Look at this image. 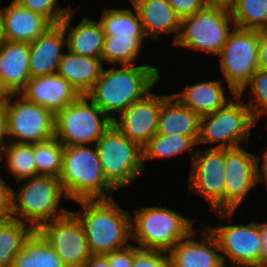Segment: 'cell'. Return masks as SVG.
<instances>
[{
  "label": "cell",
  "mask_w": 267,
  "mask_h": 267,
  "mask_svg": "<svg viewBox=\"0 0 267 267\" xmlns=\"http://www.w3.org/2000/svg\"><path fill=\"white\" fill-rule=\"evenodd\" d=\"M107 257L110 267H132L134 260V245L128 246L104 254Z\"/></svg>",
  "instance_id": "f35d334b"
},
{
  "label": "cell",
  "mask_w": 267,
  "mask_h": 267,
  "mask_svg": "<svg viewBox=\"0 0 267 267\" xmlns=\"http://www.w3.org/2000/svg\"><path fill=\"white\" fill-rule=\"evenodd\" d=\"M1 97L6 109V134L11 138L7 143L33 144L55 136V116L50 111L26 100L19 93Z\"/></svg>",
  "instance_id": "30bf717a"
},
{
  "label": "cell",
  "mask_w": 267,
  "mask_h": 267,
  "mask_svg": "<svg viewBox=\"0 0 267 267\" xmlns=\"http://www.w3.org/2000/svg\"><path fill=\"white\" fill-rule=\"evenodd\" d=\"M64 146L54 136L51 139L33 143L36 162V176L59 178L62 170Z\"/></svg>",
  "instance_id": "836d02e7"
},
{
  "label": "cell",
  "mask_w": 267,
  "mask_h": 267,
  "mask_svg": "<svg viewBox=\"0 0 267 267\" xmlns=\"http://www.w3.org/2000/svg\"><path fill=\"white\" fill-rule=\"evenodd\" d=\"M230 13L235 27L267 29V0H235Z\"/></svg>",
  "instance_id": "d6a6232c"
},
{
  "label": "cell",
  "mask_w": 267,
  "mask_h": 267,
  "mask_svg": "<svg viewBox=\"0 0 267 267\" xmlns=\"http://www.w3.org/2000/svg\"><path fill=\"white\" fill-rule=\"evenodd\" d=\"M195 231H191L168 251L171 267H226L222 254L218 253V242L208 228L205 226L201 231L205 237L200 242H195L192 237L196 235Z\"/></svg>",
  "instance_id": "ac0fdd59"
},
{
  "label": "cell",
  "mask_w": 267,
  "mask_h": 267,
  "mask_svg": "<svg viewBox=\"0 0 267 267\" xmlns=\"http://www.w3.org/2000/svg\"><path fill=\"white\" fill-rule=\"evenodd\" d=\"M21 6L42 15L52 25L59 24L71 10V7L59 8L55 5L58 0H15ZM56 7V8H55Z\"/></svg>",
  "instance_id": "d590c367"
},
{
  "label": "cell",
  "mask_w": 267,
  "mask_h": 267,
  "mask_svg": "<svg viewBox=\"0 0 267 267\" xmlns=\"http://www.w3.org/2000/svg\"><path fill=\"white\" fill-rule=\"evenodd\" d=\"M137 9L146 37L159 41V34L176 33L174 44L180 33L181 19L168 0H130Z\"/></svg>",
  "instance_id": "cb8c5ba5"
},
{
  "label": "cell",
  "mask_w": 267,
  "mask_h": 267,
  "mask_svg": "<svg viewBox=\"0 0 267 267\" xmlns=\"http://www.w3.org/2000/svg\"><path fill=\"white\" fill-rule=\"evenodd\" d=\"M19 94L26 100L41 105L54 116L80 96L79 92L57 73L30 78Z\"/></svg>",
  "instance_id": "e0dca14e"
},
{
  "label": "cell",
  "mask_w": 267,
  "mask_h": 267,
  "mask_svg": "<svg viewBox=\"0 0 267 267\" xmlns=\"http://www.w3.org/2000/svg\"><path fill=\"white\" fill-rule=\"evenodd\" d=\"M12 267H66L49 243L34 230L23 249L14 258Z\"/></svg>",
  "instance_id": "4316f807"
},
{
  "label": "cell",
  "mask_w": 267,
  "mask_h": 267,
  "mask_svg": "<svg viewBox=\"0 0 267 267\" xmlns=\"http://www.w3.org/2000/svg\"><path fill=\"white\" fill-rule=\"evenodd\" d=\"M30 78L29 43L0 39V95L19 93Z\"/></svg>",
  "instance_id": "ffe728a7"
},
{
  "label": "cell",
  "mask_w": 267,
  "mask_h": 267,
  "mask_svg": "<svg viewBox=\"0 0 267 267\" xmlns=\"http://www.w3.org/2000/svg\"><path fill=\"white\" fill-rule=\"evenodd\" d=\"M256 158H257V181L258 183H260L261 181H265L266 186H267V149L264 153V158L262 161L263 163H262L261 168H259V161L261 158H259L258 156H256ZM261 174H263V176Z\"/></svg>",
  "instance_id": "ee69618b"
},
{
  "label": "cell",
  "mask_w": 267,
  "mask_h": 267,
  "mask_svg": "<svg viewBox=\"0 0 267 267\" xmlns=\"http://www.w3.org/2000/svg\"><path fill=\"white\" fill-rule=\"evenodd\" d=\"M225 211H216L220 220L232 218L246 195L258 184L256 155L241 146L225 148Z\"/></svg>",
  "instance_id": "9a60e30c"
},
{
  "label": "cell",
  "mask_w": 267,
  "mask_h": 267,
  "mask_svg": "<svg viewBox=\"0 0 267 267\" xmlns=\"http://www.w3.org/2000/svg\"><path fill=\"white\" fill-rule=\"evenodd\" d=\"M225 148L196 149L191 160L189 193L202 196L211 208L225 211Z\"/></svg>",
  "instance_id": "7c38bea8"
},
{
  "label": "cell",
  "mask_w": 267,
  "mask_h": 267,
  "mask_svg": "<svg viewBox=\"0 0 267 267\" xmlns=\"http://www.w3.org/2000/svg\"><path fill=\"white\" fill-rule=\"evenodd\" d=\"M33 231L31 226L14 218L0 221V267H12L14 258Z\"/></svg>",
  "instance_id": "83f0119b"
},
{
  "label": "cell",
  "mask_w": 267,
  "mask_h": 267,
  "mask_svg": "<svg viewBox=\"0 0 267 267\" xmlns=\"http://www.w3.org/2000/svg\"><path fill=\"white\" fill-rule=\"evenodd\" d=\"M259 30L233 27L218 54L220 68L233 96L238 94L259 69Z\"/></svg>",
  "instance_id": "8fae6325"
},
{
  "label": "cell",
  "mask_w": 267,
  "mask_h": 267,
  "mask_svg": "<svg viewBox=\"0 0 267 267\" xmlns=\"http://www.w3.org/2000/svg\"><path fill=\"white\" fill-rule=\"evenodd\" d=\"M13 192L0 176V221L13 219Z\"/></svg>",
  "instance_id": "74e56055"
},
{
  "label": "cell",
  "mask_w": 267,
  "mask_h": 267,
  "mask_svg": "<svg viewBox=\"0 0 267 267\" xmlns=\"http://www.w3.org/2000/svg\"><path fill=\"white\" fill-rule=\"evenodd\" d=\"M3 157L9 172L15 176L17 185L24 179L36 176L33 144L6 142L0 151V161Z\"/></svg>",
  "instance_id": "f546056e"
},
{
  "label": "cell",
  "mask_w": 267,
  "mask_h": 267,
  "mask_svg": "<svg viewBox=\"0 0 267 267\" xmlns=\"http://www.w3.org/2000/svg\"><path fill=\"white\" fill-rule=\"evenodd\" d=\"M94 147L64 146L59 180L68 199L78 201L113 198L115 190L104 177L96 145Z\"/></svg>",
  "instance_id": "3957f363"
},
{
  "label": "cell",
  "mask_w": 267,
  "mask_h": 267,
  "mask_svg": "<svg viewBox=\"0 0 267 267\" xmlns=\"http://www.w3.org/2000/svg\"><path fill=\"white\" fill-rule=\"evenodd\" d=\"M224 89L222 81L213 80L188 85L180 93L173 95L183 105L203 116L221 109L227 100H231V98L226 99Z\"/></svg>",
  "instance_id": "484cf974"
},
{
  "label": "cell",
  "mask_w": 267,
  "mask_h": 267,
  "mask_svg": "<svg viewBox=\"0 0 267 267\" xmlns=\"http://www.w3.org/2000/svg\"><path fill=\"white\" fill-rule=\"evenodd\" d=\"M90 102H89V101ZM55 137L63 145H92L113 124L86 95H80L55 115Z\"/></svg>",
  "instance_id": "9c48e42d"
},
{
  "label": "cell",
  "mask_w": 267,
  "mask_h": 267,
  "mask_svg": "<svg viewBox=\"0 0 267 267\" xmlns=\"http://www.w3.org/2000/svg\"><path fill=\"white\" fill-rule=\"evenodd\" d=\"M230 9L205 6L181 19L180 33L174 43L191 50L218 55L235 27ZM232 25V26H230Z\"/></svg>",
  "instance_id": "52a82bcc"
},
{
  "label": "cell",
  "mask_w": 267,
  "mask_h": 267,
  "mask_svg": "<svg viewBox=\"0 0 267 267\" xmlns=\"http://www.w3.org/2000/svg\"><path fill=\"white\" fill-rule=\"evenodd\" d=\"M168 2L180 19L194 15L206 6L204 0H168Z\"/></svg>",
  "instance_id": "ab89813d"
},
{
  "label": "cell",
  "mask_w": 267,
  "mask_h": 267,
  "mask_svg": "<svg viewBox=\"0 0 267 267\" xmlns=\"http://www.w3.org/2000/svg\"><path fill=\"white\" fill-rule=\"evenodd\" d=\"M246 87H250L249 95L254 96L247 105L257 123L264 112L267 115V70L259 68L238 94L242 95Z\"/></svg>",
  "instance_id": "e575fe53"
},
{
  "label": "cell",
  "mask_w": 267,
  "mask_h": 267,
  "mask_svg": "<svg viewBox=\"0 0 267 267\" xmlns=\"http://www.w3.org/2000/svg\"><path fill=\"white\" fill-rule=\"evenodd\" d=\"M95 145L104 177L114 190L131 184L145 170L143 147L129 140L113 124Z\"/></svg>",
  "instance_id": "8992f818"
},
{
  "label": "cell",
  "mask_w": 267,
  "mask_h": 267,
  "mask_svg": "<svg viewBox=\"0 0 267 267\" xmlns=\"http://www.w3.org/2000/svg\"><path fill=\"white\" fill-rule=\"evenodd\" d=\"M121 66V69L102 68L99 79L86 94L111 120L144 98L160 80L158 68L152 65Z\"/></svg>",
  "instance_id": "6da1fadb"
},
{
  "label": "cell",
  "mask_w": 267,
  "mask_h": 267,
  "mask_svg": "<svg viewBox=\"0 0 267 267\" xmlns=\"http://www.w3.org/2000/svg\"><path fill=\"white\" fill-rule=\"evenodd\" d=\"M82 212H73L80 220L92 254H107L131 243V215L113 198L78 200Z\"/></svg>",
  "instance_id": "7a4b0ae2"
},
{
  "label": "cell",
  "mask_w": 267,
  "mask_h": 267,
  "mask_svg": "<svg viewBox=\"0 0 267 267\" xmlns=\"http://www.w3.org/2000/svg\"><path fill=\"white\" fill-rule=\"evenodd\" d=\"M52 24L17 1L0 9V39L18 42H33Z\"/></svg>",
  "instance_id": "d6986e66"
},
{
  "label": "cell",
  "mask_w": 267,
  "mask_h": 267,
  "mask_svg": "<svg viewBox=\"0 0 267 267\" xmlns=\"http://www.w3.org/2000/svg\"><path fill=\"white\" fill-rule=\"evenodd\" d=\"M217 111L201 116L197 145L218 143L214 148L239 147L249 141L250 131L256 126L248 105L240 101L242 95L235 94Z\"/></svg>",
  "instance_id": "ba28073f"
},
{
  "label": "cell",
  "mask_w": 267,
  "mask_h": 267,
  "mask_svg": "<svg viewBox=\"0 0 267 267\" xmlns=\"http://www.w3.org/2000/svg\"><path fill=\"white\" fill-rule=\"evenodd\" d=\"M201 116L183 105L173 94L163 95L157 133L166 136H189L196 144Z\"/></svg>",
  "instance_id": "7402d4cb"
},
{
  "label": "cell",
  "mask_w": 267,
  "mask_h": 267,
  "mask_svg": "<svg viewBox=\"0 0 267 267\" xmlns=\"http://www.w3.org/2000/svg\"><path fill=\"white\" fill-rule=\"evenodd\" d=\"M193 222L166 207H142L134 210L131 239L141 249L168 252L194 230Z\"/></svg>",
  "instance_id": "5b68a950"
},
{
  "label": "cell",
  "mask_w": 267,
  "mask_h": 267,
  "mask_svg": "<svg viewBox=\"0 0 267 267\" xmlns=\"http://www.w3.org/2000/svg\"><path fill=\"white\" fill-rule=\"evenodd\" d=\"M206 6H220L227 9H230L235 0H204Z\"/></svg>",
  "instance_id": "bcb514c9"
},
{
  "label": "cell",
  "mask_w": 267,
  "mask_h": 267,
  "mask_svg": "<svg viewBox=\"0 0 267 267\" xmlns=\"http://www.w3.org/2000/svg\"><path fill=\"white\" fill-rule=\"evenodd\" d=\"M146 36L117 37L105 36L101 61L110 64L120 63L122 65L136 64L141 45Z\"/></svg>",
  "instance_id": "1f68e13d"
},
{
  "label": "cell",
  "mask_w": 267,
  "mask_h": 267,
  "mask_svg": "<svg viewBox=\"0 0 267 267\" xmlns=\"http://www.w3.org/2000/svg\"><path fill=\"white\" fill-rule=\"evenodd\" d=\"M245 267H267V264H263V265H254V266H245Z\"/></svg>",
  "instance_id": "7dc6e473"
},
{
  "label": "cell",
  "mask_w": 267,
  "mask_h": 267,
  "mask_svg": "<svg viewBox=\"0 0 267 267\" xmlns=\"http://www.w3.org/2000/svg\"><path fill=\"white\" fill-rule=\"evenodd\" d=\"M195 146H197V144L189 136H166L156 134L143 146L144 167L148 159L170 158L181 155L186 151L192 154V159L196 152Z\"/></svg>",
  "instance_id": "4dcf8cb0"
},
{
  "label": "cell",
  "mask_w": 267,
  "mask_h": 267,
  "mask_svg": "<svg viewBox=\"0 0 267 267\" xmlns=\"http://www.w3.org/2000/svg\"><path fill=\"white\" fill-rule=\"evenodd\" d=\"M13 192V218L27 222L34 230L43 223L61 218L70 211L60 209L62 197L68 199L59 178L37 175Z\"/></svg>",
  "instance_id": "277c9868"
},
{
  "label": "cell",
  "mask_w": 267,
  "mask_h": 267,
  "mask_svg": "<svg viewBox=\"0 0 267 267\" xmlns=\"http://www.w3.org/2000/svg\"><path fill=\"white\" fill-rule=\"evenodd\" d=\"M75 11L77 10L71 9L59 23L63 27L65 35H67L66 50L81 56L101 59L106 35L100 22L89 20L84 17L81 22L74 27L70 24V21Z\"/></svg>",
  "instance_id": "603a6c76"
},
{
  "label": "cell",
  "mask_w": 267,
  "mask_h": 267,
  "mask_svg": "<svg viewBox=\"0 0 267 267\" xmlns=\"http://www.w3.org/2000/svg\"><path fill=\"white\" fill-rule=\"evenodd\" d=\"M5 137H7V134H6V109L4 106V100L0 96V151H1V148L6 143V141L4 140Z\"/></svg>",
  "instance_id": "b9f144b4"
},
{
  "label": "cell",
  "mask_w": 267,
  "mask_h": 267,
  "mask_svg": "<svg viewBox=\"0 0 267 267\" xmlns=\"http://www.w3.org/2000/svg\"><path fill=\"white\" fill-rule=\"evenodd\" d=\"M260 233L262 237L263 264H267V221L260 223Z\"/></svg>",
  "instance_id": "f6af8a7d"
},
{
  "label": "cell",
  "mask_w": 267,
  "mask_h": 267,
  "mask_svg": "<svg viewBox=\"0 0 267 267\" xmlns=\"http://www.w3.org/2000/svg\"><path fill=\"white\" fill-rule=\"evenodd\" d=\"M161 104L162 95L150 92L121 112L119 120H112L113 125L129 140L143 147L157 133Z\"/></svg>",
  "instance_id": "2e32d148"
},
{
  "label": "cell",
  "mask_w": 267,
  "mask_h": 267,
  "mask_svg": "<svg viewBox=\"0 0 267 267\" xmlns=\"http://www.w3.org/2000/svg\"><path fill=\"white\" fill-rule=\"evenodd\" d=\"M84 267H110V265L105 255L92 254Z\"/></svg>",
  "instance_id": "7bdbcfd3"
},
{
  "label": "cell",
  "mask_w": 267,
  "mask_h": 267,
  "mask_svg": "<svg viewBox=\"0 0 267 267\" xmlns=\"http://www.w3.org/2000/svg\"><path fill=\"white\" fill-rule=\"evenodd\" d=\"M104 9L100 24L106 36H146L137 9Z\"/></svg>",
  "instance_id": "f1b7e54d"
},
{
  "label": "cell",
  "mask_w": 267,
  "mask_h": 267,
  "mask_svg": "<svg viewBox=\"0 0 267 267\" xmlns=\"http://www.w3.org/2000/svg\"><path fill=\"white\" fill-rule=\"evenodd\" d=\"M37 231L66 267H84L92 253L84 228L73 212L43 223Z\"/></svg>",
  "instance_id": "4fadbf2b"
},
{
  "label": "cell",
  "mask_w": 267,
  "mask_h": 267,
  "mask_svg": "<svg viewBox=\"0 0 267 267\" xmlns=\"http://www.w3.org/2000/svg\"><path fill=\"white\" fill-rule=\"evenodd\" d=\"M64 46H66V35L60 24L50 26L37 39L30 42V77L55 74L63 55Z\"/></svg>",
  "instance_id": "44dd1931"
},
{
  "label": "cell",
  "mask_w": 267,
  "mask_h": 267,
  "mask_svg": "<svg viewBox=\"0 0 267 267\" xmlns=\"http://www.w3.org/2000/svg\"><path fill=\"white\" fill-rule=\"evenodd\" d=\"M259 68L267 70V29L259 30Z\"/></svg>",
  "instance_id": "60d3db41"
},
{
  "label": "cell",
  "mask_w": 267,
  "mask_h": 267,
  "mask_svg": "<svg viewBox=\"0 0 267 267\" xmlns=\"http://www.w3.org/2000/svg\"><path fill=\"white\" fill-rule=\"evenodd\" d=\"M67 51L63 53L56 73L68 81L80 95H86L100 77L102 61Z\"/></svg>",
  "instance_id": "d4e9b609"
},
{
  "label": "cell",
  "mask_w": 267,
  "mask_h": 267,
  "mask_svg": "<svg viewBox=\"0 0 267 267\" xmlns=\"http://www.w3.org/2000/svg\"><path fill=\"white\" fill-rule=\"evenodd\" d=\"M165 253L166 256H164ZM132 267H171V263L167 252L141 249L134 246V260Z\"/></svg>",
  "instance_id": "8d00e7d4"
},
{
  "label": "cell",
  "mask_w": 267,
  "mask_h": 267,
  "mask_svg": "<svg viewBox=\"0 0 267 267\" xmlns=\"http://www.w3.org/2000/svg\"><path fill=\"white\" fill-rule=\"evenodd\" d=\"M206 227L216 238L220 252L224 253V264L228 258L232 267L263 265L260 223Z\"/></svg>",
  "instance_id": "5bb4252c"
}]
</instances>
